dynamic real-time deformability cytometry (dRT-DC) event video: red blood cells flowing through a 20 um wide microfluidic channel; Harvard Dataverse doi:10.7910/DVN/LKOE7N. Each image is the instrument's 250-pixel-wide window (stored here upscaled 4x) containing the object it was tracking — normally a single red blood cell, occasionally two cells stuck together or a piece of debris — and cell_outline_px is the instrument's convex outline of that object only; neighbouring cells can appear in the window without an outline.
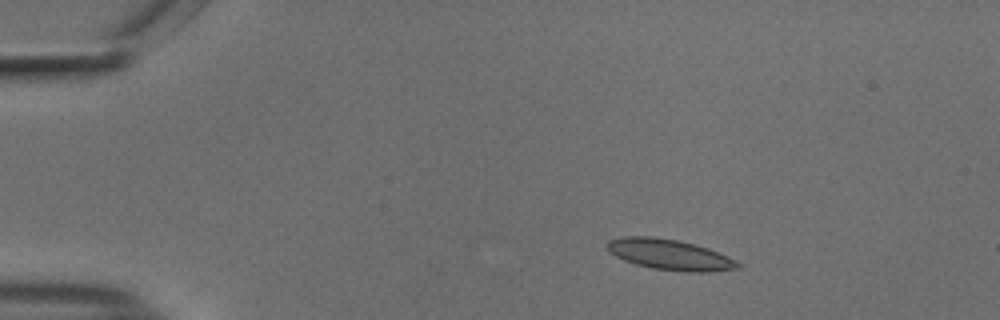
{"species": "common noctule bat (a hibernating species)", "species_latin": "Nyctalus noctula", "temperature_condition": "cold", "stored_images_in_passage": 47, "camera_frame_rate_fps": 3000, "um_per_image_px": 0.085, "animal": {"sex": "male", "body_mass_g": 18.8}, "frame": {"image": 1, "passage_image": 1, "time_ms": 0.0, "image_size_px": [1000, 320], "cell_outline_px": [[740, 268], [704, 272], [684, 272], [652, 268], [636, 264], [624, 260], [616, 256], [608, 248], [608, 240], [624, 236], [652, 236], [680, 240], [708, 248], [728, 256], [736, 260], [740, 264]], "centroid_in_image_um": [56.95, 21.63], "position_along_channel_um": 28.1, "area_um2": 23.24}}
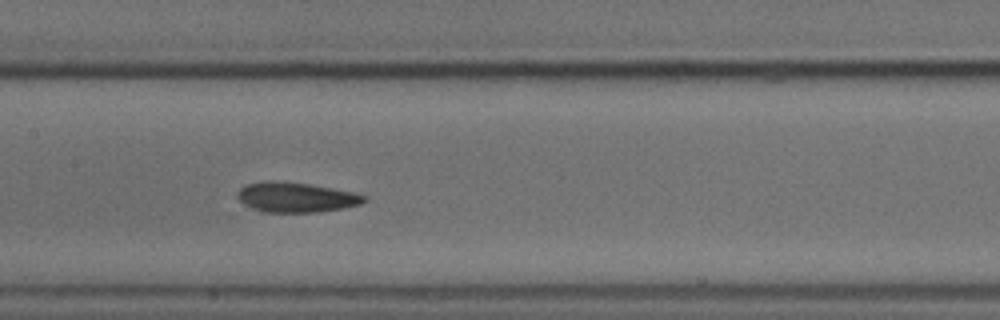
{"frame": {"image": 2, "passage_image": 19, "time_ms": 6.0, "image_size_px": [1000, 320], "cell_outline_px": [[368, 200], [360, 204], [344, 208], [316, 212], [260, 212], [244, 204], [236, 196], [236, 192], [244, 184], [268, 180], [272, 180], [308, 184], [356, 192], [368, 196]], "centroid_in_image_um": [25.16, 16.76], "position_along_channel_um": 182.2, "area_um2": 22.37}}
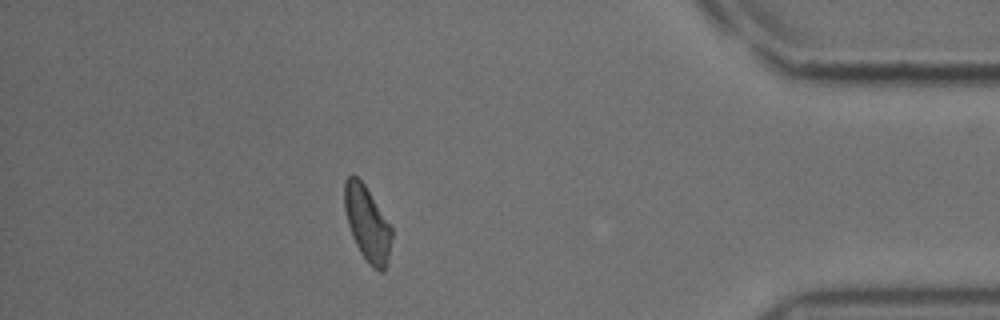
{"frame": {"image": 3, "passage_image": 40, "time_ms": 13.0, "image_size_px": [1000, 320], "cell_outline_px": [[392, 236], [388, 264], [384, 272], [380, 272], [372, 268], [368, 264], [360, 252], [352, 236], [348, 224], [344, 208], [344, 180], [348, 176], [356, 176], [364, 184], [392, 228]], "centroid_in_image_um": [31.22, 19.06], "position_along_channel_um": 404.0, "area_um2": 20.63}, "authors_computed_cell_mechanics": {"area_um2": 21.5016, "velocity_mm_per_s": 3.7145, "shape_relaxation_time_tau1_ms": 4.6723, "shape_relaxation_time_tau2_ms": 2.1009, "deformation_change_tau1": 0.1351, "deformation_change_tau2": 0.0931}}